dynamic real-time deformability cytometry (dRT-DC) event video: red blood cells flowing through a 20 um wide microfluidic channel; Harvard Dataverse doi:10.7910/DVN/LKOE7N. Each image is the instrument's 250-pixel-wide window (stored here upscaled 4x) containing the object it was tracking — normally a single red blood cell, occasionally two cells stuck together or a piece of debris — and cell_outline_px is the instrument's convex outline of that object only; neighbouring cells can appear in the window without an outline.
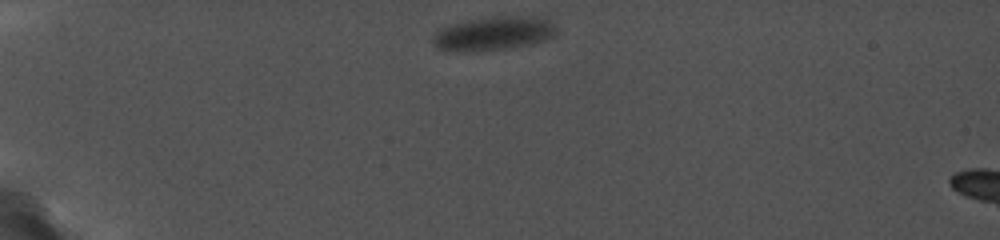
{"species": "common noctule bat (a hibernating species)", "species_latin": "Nyctalus noctula", "temperature_condition": "cold", "stored_images_in_passage": 33, "camera_frame_rate_fps": 5000, "um_per_image_px": 0.085, "animal": {"sex": "female", "body_mass_g": 19.0, "forearm_length_mm": 56.7}, "frame": {"image": 1, "passage_image": 1, "time_ms": 0.0, "image_size_px": [1000, 240], "cell_outline_px": [[556, 32], [552, 36], [544, 40], [532, 44], [504, 48], [460, 52], [436, 48], [432, 44], [432, 36], [440, 28], [452, 24], [468, 20], [492, 16], [528, 16], [548, 20], [556, 28]], "centroid_in_image_um": [41.89, 2.84], "position_along_channel_um": 43.1, "area_um2": 24.1}}
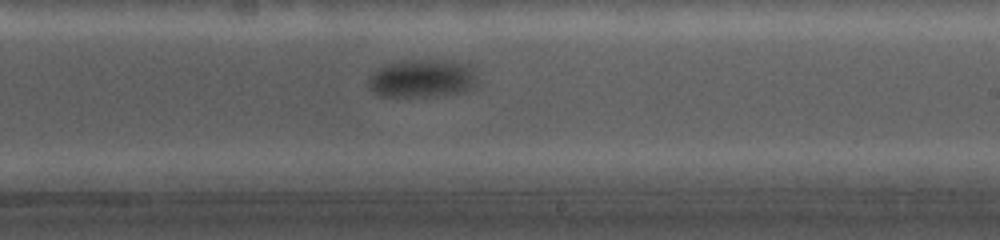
{"frame": {"image": 2, "passage_image": 18, "time_ms": 7.6, "image_size_px": [1000, 240], "cell_outline_px": [[476, 80], [468, 88], [460, 92], [436, 96], [384, 96], [376, 92], [368, 84], [368, 80], [372, 72], [388, 64], [416, 60], [468, 60]], "centroid_in_image_um": [35.92, 6.64], "position_along_channel_um": 253.1, "area_um2": 23.76}}
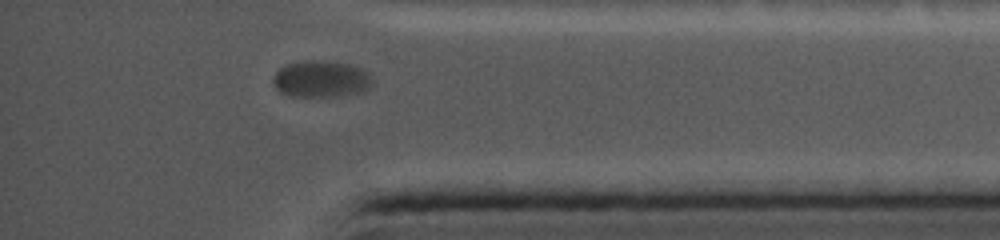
{"frame": {"image": 3, "passage_image": 30, "time_ms": 12.0, "image_size_px": [1000, 240], "cell_outline_px": [[368, 84], [364, 92], [336, 96], [292, 96], [280, 92], [276, 88], [272, 80], [276, 72], [280, 68], [288, 64], [304, 60], [328, 60], [352, 64], [368, 72]], "centroid_in_image_um": [27.24, 6.7], "position_along_channel_um": 408.0, "area_um2": 21.04}}